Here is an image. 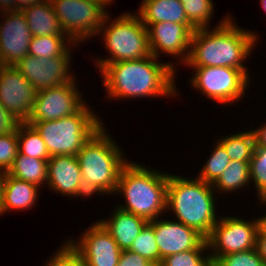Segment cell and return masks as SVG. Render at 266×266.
I'll return each instance as SVG.
<instances>
[{
  "instance_id": "e0dca14e",
  "label": "cell",
  "mask_w": 266,
  "mask_h": 266,
  "mask_svg": "<svg viewBox=\"0 0 266 266\" xmlns=\"http://www.w3.org/2000/svg\"><path fill=\"white\" fill-rule=\"evenodd\" d=\"M154 229L156 243L159 248V265L165 257L182 251L199 248L206 238L193 228L171 219L149 221Z\"/></svg>"
},
{
  "instance_id": "7c38bea8",
  "label": "cell",
  "mask_w": 266,
  "mask_h": 266,
  "mask_svg": "<svg viewBox=\"0 0 266 266\" xmlns=\"http://www.w3.org/2000/svg\"><path fill=\"white\" fill-rule=\"evenodd\" d=\"M76 82L38 91L27 122L52 121L76 113L86 103Z\"/></svg>"
},
{
  "instance_id": "8992f818",
  "label": "cell",
  "mask_w": 266,
  "mask_h": 266,
  "mask_svg": "<svg viewBox=\"0 0 266 266\" xmlns=\"http://www.w3.org/2000/svg\"><path fill=\"white\" fill-rule=\"evenodd\" d=\"M85 103L76 113L57 120L26 122L32 125L43 139L50 155L76 156L82 146L103 125L101 116ZM95 112V113H94Z\"/></svg>"
},
{
  "instance_id": "d590c367",
  "label": "cell",
  "mask_w": 266,
  "mask_h": 266,
  "mask_svg": "<svg viewBox=\"0 0 266 266\" xmlns=\"http://www.w3.org/2000/svg\"><path fill=\"white\" fill-rule=\"evenodd\" d=\"M117 266H154L151 262L146 260L143 256L131 252L129 250H122Z\"/></svg>"
},
{
  "instance_id": "6da1fadb",
  "label": "cell",
  "mask_w": 266,
  "mask_h": 266,
  "mask_svg": "<svg viewBox=\"0 0 266 266\" xmlns=\"http://www.w3.org/2000/svg\"><path fill=\"white\" fill-rule=\"evenodd\" d=\"M174 62V63H173ZM163 62L152 54L140 60L97 65L106 98L112 100L177 96L175 60ZM176 65V66H175Z\"/></svg>"
},
{
  "instance_id": "f6af8a7d",
  "label": "cell",
  "mask_w": 266,
  "mask_h": 266,
  "mask_svg": "<svg viewBox=\"0 0 266 266\" xmlns=\"http://www.w3.org/2000/svg\"><path fill=\"white\" fill-rule=\"evenodd\" d=\"M93 1H96V2H113V0H93Z\"/></svg>"
},
{
  "instance_id": "ee69618b",
  "label": "cell",
  "mask_w": 266,
  "mask_h": 266,
  "mask_svg": "<svg viewBox=\"0 0 266 266\" xmlns=\"http://www.w3.org/2000/svg\"><path fill=\"white\" fill-rule=\"evenodd\" d=\"M262 225L266 228V213L261 216Z\"/></svg>"
},
{
  "instance_id": "44dd1931",
  "label": "cell",
  "mask_w": 266,
  "mask_h": 266,
  "mask_svg": "<svg viewBox=\"0 0 266 266\" xmlns=\"http://www.w3.org/2000/svg\"><path fill=\"white\" fill-rule=\"evenodd\" d=\"M138 7L137 14L147 28L158 22L192 25L185 14L181 0H141Z\"/></svg>"
},
{
  "instance_id": "ffe728a7",
  "label": "cell",
  "mask_w": 266,
  "mask_h": 266,
  "mask_svg": "<svg viewBox=\"0 0 266 266\" xmlns=\"http://www.w3.org/2000/svg\"><path fill=\"white\" fill-rule=\"evenodd\" d=\"M112 214L110 218L98 221L112 235L121 250H128L149 221L118 207L114 208Z\"/></svg>"
},
{
  "instance_id": "836d02e7",
  "label": "cell",
  "mask_w": 266,
  "mask_h": 266,
  "mask_svg": "<svg viewBox=\"0 0 266 266\" xmlns=\"http://www.w3.org/2000/svg\"><path fill=\"white\" fill-rule=\"evenodd\" d=\"M213 266H265L256 248L219 257Z\"/></svg>"
},
{
  "instance_id": "52a82bcc",
  "label": "cell",
  "mask_w": 266,
  "mask_h": 266,
  "mask_svg": "<svg viewBox=\"0 0 266 266\" xmlns=\"http://www.w3.org/2000/svg\"><path fill=\"white\" fill-rule=\"evenodd\" d=\"M134 13V14H133ZM124 12L115 19L107 14L97 36L102 35L108 56L94 58L96 65L140 60L151 55L147 27L137 12ZM113 20V21H112ZM109 24V25H108Z\"/></svg>"
},
{
  "instance_id": "ab89813d",
  "label": "cell",
  "mask_w": 266,
  "mask_h": 266,
  "mask_svg": "<svg viewBox=\"0 0 266 266\" xmlns=\"http://www.w3.org/2000/svg\"><path fill=\"white\" fill-rule=\"evenodd\" d=\"M44 0H15V10H22L24 7L41 3Z\"/></svg>"
},
{
  "instance_id": "7bdbcfd3",
  "label": "cell",
  "mask_w": 266,
  "mask_h": 266,
  "mask_svg": "<svg viewBox=\"0 0 266 266\" xmlns=\"http://www.w3.org/2000/svg\"><path fill=\"white\" fill-rule=\"evenodd\" d=\"M260 4L262 6L263 11L266 13V0H260Z\"/></svg>"
},
{
  "instance_id": "f546056e",
  "label": "cell",
  "mask_w": 266,
  "mask_h": 266,
  "mask_svg": "<svg viewBox=\"0 0 266 266\" xmlns=\"http://www.w3.org/2000/svg\"><path fill=\"white\" fill-rule=\"evenodd\" d=\"M250 180L254 184L258 203L266 205V147H255L250 160Z\"/></svg>"
},
{
  "instance_id": "cb8c5ba5",
  "label": "cell",
  "mask_w": 266,
  "mask_h": 266,
  "mask_svg": "<svg viewBox=\"0 0 266 266\" xmlns=\"http://www.w3.org/2000/svg\"><path fill=\"white\" fill-rule=\"evenodd\" d=\"M250 180V162H241L238 160L230 161V164L226 167L225 171L220 177L212 184V187L216 194L225 193L228 195L234 192L243 190L248 187ZM244 186V187H243ZM238 190V191H237ZM218 192V193H217ZM232 192V193H231Z\"/></svg>"
},
{
  "instance_id": "30bf717a",
  "label": "cell",
  "mask_w": 266,
  "mask_h": 266,
  "mask_svg": "<svg viewBox=\"0 0 266 266\" xmlns=\"http://www.w3.org/2000/svg\"><path fill=\"white\" fill-rule=\"evenodd\" d=\"M262 225L261 217L247 220L235 215L219 218L206 238L210 257L214 263L227 254L256 248L257 234Z\"/></svg>"
},
{
  "instance_id": "d6986e66",
  "label": "cell",
  "mask_w": 266,
  "mask_h": 266,
  "mask_svg": "<svg viewBox=\"0 0 266 266\" xmlns=\"http://www.w3.org/2000/svg\"><path fill=\"white\" fill-rule=\"evenodd\" d=\"M2 208L4 214L12 211H25L37 204L40 189L26 181L16 179L7 173L0 174Z\"/></svg>"
},
{
  "instance_id": "ac0fdd59",
  "label": "cell",
  "mask_w": 266,
  "mask_h": 266,
  "mask_svg": "<svg viewBox=\"0 0 266 266\" xmlns=\"http://www.w3.org/2000/svg\"><path fill=\"white\" fill-rule=\"evenodd\" d=\"M47 187L59 195L90 198L83 187L82 173L76 156L56 155L48 160Z\"/></svg>"
},
{
  "instance_id": "d6a6232c",
  "label": "cell",
  "mask_w": 266,
  "mask_h": 266,
  "mask_svg": "<svg viewBox=\"0 0 266 266\" xmlns=\"http://www.w3.org/2000/svg\"><path fill=\"white\" fill-rule=\"evenodd\" d=\"M18 152L17 128L15 131L0 135V174L7 173Z\"/></svg>"
},
{
  "instance_id": "7402d4cb",
  "label": "cell",
  "mask_w": 266,
  "mask_h": 266,
  "mask_svg": "<svg viewBox=\"0 0 266 266\" xmlns=\"http://www.w3.org/2000/svg\"><path fill=\"white\" fill-rule=\"evenodd\" d=\"M32 36L66 35L50 0L24 7L22 10Z\"/></svg>"
},
{
  "instance_id": "1f68e13d",
  "label": "cell",
  "mask_w": 266,
  "mask_h": 266,
  "mask_svg": "<svg viewBox=\"0 0 266 266\" xmlns=\"http://www.w3.org/2000/svg\"><path fill=\"white\" fill-rule=\"evenodd\" d=\"M128 250L143 256L154 266H159V248L154 229L149 223L139 233Z\"/></svg>"
},
{
  "instance_id": "9a60e30c",
  "label": "cell",
  "mask_w": 266,
  "mask_h": 266,
  "mask_svg": "<svg viewBox=\"0 0 266 266\" xmlns=\"http://www.w3.org/2000/svg\"><path fill=\"white\" fill-rule=\"evenodd\" d=\"M147 30L149 47L153 56L160 59L162 58L160 54L164 53L169 57H175L176 61L182 65L187 61L191 38L196 30L193 25L158 22L151 24Z\"/></svg>"
},
{
  "instance_id": "d4e9b609",
  "label": "cell",
  "mask_w": 266,
  "mask_h": 266,
  "mask_svg": "<svg viewBox=\"0 0 266 266\" xmlns=\"http://www.w3.org/2000/svg\"><path fill=\"white\" fill-rule=\"evenodd\" d=\"M217 139L226 150L231 161L250 162L255 149V136L250 129Z\"/></svg>"
},
{
  "instance_id": "e575fe53",
  "label": "cell",
  "mask_w": 266,
  "mask_h": 266,
  "mask_svg": "<svg viewBox=\"0 0 266 266\" xmlns=\"http://www.w3.org/2000/svg\"><path fill=\"white\" fill-rule=\"evenodd\" d=\"M43 266H86V263L64 240V243Z\"/></svg>"
},
{
  "instance_id": "5b68a950",
  "label": "cell",
  "mask_w": 266,
  "mask_h": 266,
  "mask_svg": "<svg viewBox=\"0 0 266 266\" xmlns=\"http://www.w3.org/2000/svg\"><path fill=\"white\" fill-rule=\"evenodd\" d=\"M215 194L212 184L197 177L190 179L168 173L166 211H172L173 219L207 238L220 218L216 207L218 199H215L220 196Z\"/></svg>"
},
{
  "instance_id": "4316f807",
  "label": "cell",
  "mask_w": 266,
  "mask_h": 266,
  "mask_svg": "<svg viewBox=\"0 0 266 266\" xmlns=\"http://www.w3.org/2000/svg\"><path fill=\"white\" fill-rule=\"evenodd\" d=\"M19 153L32 158L48 161L50 155L46 145L36 129L26 122L17 126Z\"/></svg>"
},
{
  "instance_id": "f35d334b",
  "label": "cell",
  "mask_w": 266,
  "mask_h": 266,
  "mask_svg": "<svg viewBox=\"0 0 266 266\" xmlns=\"http://www.w3.org/2000/svg\"><path fill=\"white\" fill-rule=\"evenodd\" d=\"M255 136V147H266V123L252 129Z\"/></svg>"
},
{
  "instance_id": "4dcf8cb0",
  "label": "cell",
  "mask_w": 266,
  "mask_h": 266,
  "mask_svg": "<svg viewBox=\"0 0 266 266\" xmlns=\"http://www.w3.org/2000/svg\"><path fill=\"white\" fill-rule=\"evenodd\" d=\"M189 22L196 28H210L214 16L213 0H181Z\"/></svg>"
},
{
  "instance_id": "8fae6325",
  "label": "cell",
  "mask_w": 266,
  "mask_h": 266,
  "mask_svg": "<svg viewBox=\"0 0 266 266\" xmlns=\"http://www.w3.org/2000/svg\"><path fill=\"white\" fill-rule=\"evenodd\" d=\"M77 45L73 43L61 56L53 58H36L26 55L14 67L37 91L74 82L75 72L70 71L74 55L71 51L72 47L75 49Z\"/></svg>"
},
{
  "instance_id": "60d3db41",
  "label": "cell",
  "mask_w": 266,
  "mask_h": 266,
  "mask_svg": "<svg viewBox=\"0 0 266 266\" xmlns=\"http://www.w3.org/2000/svg\"><path fill=\"white\" fill-rule=\"evenodd\" d=\"M15 10V0H0V12Z\"/></svg>"
},
{
  "instance_id": "3957f363",
  "label": "cell",
  "mask_w": 266,
  "mask_h": 266,
  "mask_svg": "<svg viewBox=\"0 0 266 266\" xmlns=\"http://www.w3.org/2000/svg\"><path fill=\"white\" fill-rule=\"evenodd\" d=\"M157 170L129 160L120 171L114 193L123 196L125 204L116 207L148 221L165 217L168 172Z\"/></svg>"
},
{
  "instance_id": "9c48e42d",
  "label": "cell",
  "mask_w": 266,
  "mask_h": 266,
  "mask_svg": "<svg viewBox=\"0 0 266 266\" xmlns=\"http://www.w3.org/2000/svg\"><path fill=\"white\" fill-rule=\"evenodd\" d=\"M63 32L76 44L85 42L97 34L103 25L113 2L93 0H50ZM112 3V4H111ZM80 42V43H79Z\"/></svg>"
},
{
  "instance_id": "83f0119b",
  "label": "cell",
  "mask_w": 266,
  "mask_h": 266,
  "mask_svg": "<svg viewBox=\"0 0 266 266\" xmlns=\"http://www.w3.org/2000/svg\"><path fill=\"white\" fill-rule=\"evenodd\" d=\"M209 158L197 173V178L206 183L213 184L230 164V158L223 145L216 140Z\"/></svg>"
},
{
  "instance_id": "2e32d148",
  "label": "cell",
  "mask_w": 266,
  "mask_h": 266,
  "mask_svg": "<svg viewBox=\"0 0 266 266\" xmlns=\"http://www.w3.org/2000/svg\"><path fill=\"white\" fill-rule=\"evenodd\" d=\"M1 14L4 19L0 20V65L15 66L29 55L32 34L21 10L4 11Z\"/></svg>"
},
{
  "instance_id": "f1b7e54d",
  "label": "cell",
  "mask_w": 266,
  "mask_h": 266,
  "mask_svg": "<svg viewBox=\"0 0 266 266\" xmlns=\"http://www.w3.org/2000/svg\"><path fill=\"white\" fill-rule=\"evenodd\" d=\"M159 266H213L207 241L199 248L182 251L162 259Z\"/></svg>"
},
{
  "instance_id": "484cf974",
  "label": "cell",
  "mask_w": 266,
  "mask_h": 266,
  "mask_svg": "<svg viewBox=\"0 0 266 266\" xmlns=\"http://www.w3.org/2000/svg\"><path fill=\"white\" fill-rule=\"evenodd\" d=\"M73 43L67 35L32 36L29 55L36 58L61 56Z\"/></svg>"
},
{
  "instance_id": "5bb4252c",
  "label": "cell",
  "mask_w": 266,
  "mask_h": 266,
  "mask_svg": "<svg viewBox=\"0 0 266 266\" xmlns=\"http://www.w3.org/2000/svg\"><path fill=\"white\" fill-rule=\"evenodd\" d=\"M37 94L16 67L0 65V104L20 123L30 117Z\"/></svg>"
},
{
  "instance_id": "4fadbf2b",
  "label": "cell",
  "mask_w": 266,
  "mask_h": 266,
  "mask_svg": "<svg viewBox=\"0 0 266 266\" xmlns=\"http://www.w3.org/2000/svg\"><path fill=\"white\" fill-rule=\"evenodd\" d=\"M80 237L76 240L66 239V242L81 257L86 266L118 265L122 250L99 221L93 222Z\"/></svg>"
},
{
  "instance_id": "8d00e7d4",
  "label": "cell",
  "mask_w": 266,
  "mask_h": 266,
  "mask_svg": "<svg viewBox=\"0 0 266 266\" xmlns=\"http://www.w3.org/2000/svg\"><path fill=\"white\" fill-rule=\"evenodd\" d=\"M20 122L0 104V135L15 131Z\"/></svg>"
},
{
  "instance_id": "7a4b0ae2",
  "label": "cell",
  "mask_w": 266,
  "mask_h": 266,
  "mask_svg": "<svg viewBox=\"0 0 266 266\" xmlns=\"http://www.w3.org/2000/svg\"><path fill=\"white\" fill-rule=\"evenodd\" d=\"M221 19L213 30L210 27L193 32L190 53L183 64L185 67L247 69L244 62L250 59L259 44L256 30L241 28L233 21L231 14Z\"/></svg>"
},
{
  "instance_id": "277c9868",
  "label": "cell",
  "mask_w": 266,
  "mask_h": 266,
  "mask_svg": "<svg viewBox=\"0 0 266 266\" xmlns=\"http://www.w3.org/2000/svg\"><path fill=\"white\" fill-rule=\"evenodd\" d=\"M103 125L76 155L82 173L84 192L89 196L114 195L121 169L129 161L122 146Z\"/></svg>"
},
{
  "instance_id": "ba28073f",
  "label": "cell",
  "mask_w": 266,
  "mask_h": 266,
  "mask_svg": "<svg viewBox=\"0 0 266 266\" xmlns=\"http://www.w3.org/2000/svg\"><path fill=\"white\" fill-rule=\"evenodd\" d=\"M189 84L218 104H237L250 87V70L232 67H191ZM237 102V103H236Z\"/></svg>"
},
{
  "instance_id": "603a6c76",
  "label": "cell",
  "mask_w": 266,
  "mask_h": 266,
  "mask_svg": "<svg viewBox=\"0 0 266 266\" xmlns=\"http://www.w3.org/2000/svg\"><path fill=\"white\" fill-rule=\"evenodd\" d=\"M47 171L48 161L27 157L18 152L13 165L7 171V174L16 179L29 182L42 188L41 186H47Z\"/></svg>"
},
{
  "instance_id": "b9f144b4",
  "label": "cell",
  "mask_w": 266,
  "mask_h": 266,
  "mask_svg": "<svg viewBox=\"0 0 266 266\" xmlns=\"http://www.w3.org/2000/svg\"><path fill=\"white\" fill-rule=\"evenodd\" d=\"M4 215V211L2 208V190H1V184H0V216Z\"/></svg>"
},
{
  "instance_id": "74e56055",
  "label": "cell",
  "mask_w": 266,
  "mask_h": 266,
  "mask_svg": "<svg viewBox=\"0 0 266 266\" xmlns=\"http://www.w3.org/2000/svg\"><path fill=\"white\" fill-rule=\"evenodd\" d=\"M256 249L266 266V228L263 225L257 234Z\"/></svg>"
}]
</instances>
